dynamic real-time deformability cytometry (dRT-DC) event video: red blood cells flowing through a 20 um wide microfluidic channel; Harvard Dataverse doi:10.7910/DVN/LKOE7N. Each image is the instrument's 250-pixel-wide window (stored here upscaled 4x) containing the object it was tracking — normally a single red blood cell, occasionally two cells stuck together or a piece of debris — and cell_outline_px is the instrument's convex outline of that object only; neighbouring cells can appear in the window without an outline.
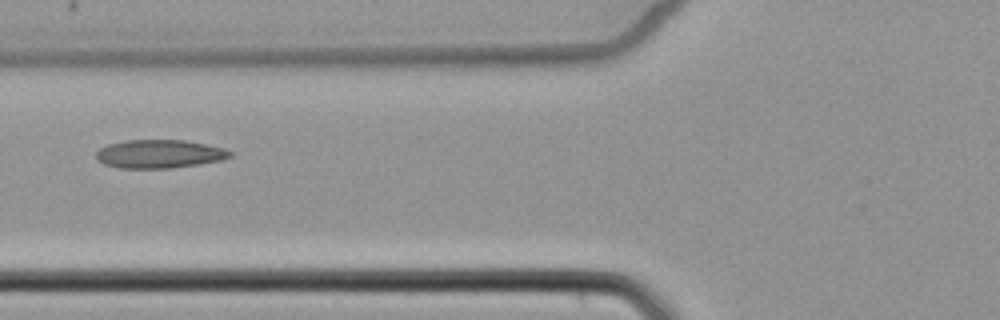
{"species": "common noctule bat (a hibernating species)", "species_latin": "Nyctalus noctula", "temperature_condition": "cold", "stored_images_in_passage": 5, "camera_frame_rate_fps": 3000, "um_per_image_px": 0.085, "animal": {"sex": "female", "body_mass_g": 22.7, "forearm_length_mm": 54.2}, "frame": {"image": 1, "passage_image": 5, "time_ms": 4.667, "image_size_px": [1000, 320], "cell_outline_px": [[232, 156], [220, 160], [200, 164], [172, 168], [120, 168], [104, 164], [96, 160], [96, 152], [100, 148], [108, 144], [124, 140], [184, 140], [224, 148], [232, 152]], "centroid_in_image_um": [13.52, 13.08], "position_along_channel_um": 112.3, "area_um2": 22.2}}